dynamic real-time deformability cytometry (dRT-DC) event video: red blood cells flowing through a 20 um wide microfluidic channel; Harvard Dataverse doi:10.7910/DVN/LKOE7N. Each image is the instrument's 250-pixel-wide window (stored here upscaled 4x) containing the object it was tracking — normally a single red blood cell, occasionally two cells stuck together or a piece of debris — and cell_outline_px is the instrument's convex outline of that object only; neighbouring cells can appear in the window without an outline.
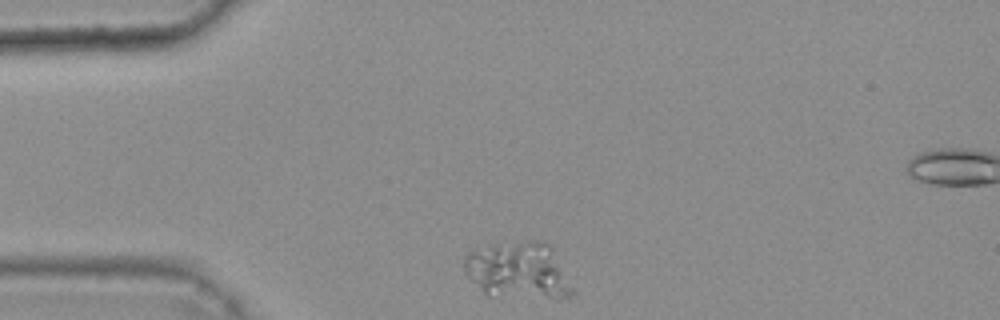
{"species": "common noctule bat (a hibernating species)", "species_latin": "Nyctalus noctula", "temperature_condition": "warm", "stored_images_in_passage": 34, "camera_frame_rate_fps": 3000, "um_per_image_px": 0.085, "animal": {"sex": "female", "body_mass_g": 25.1}, "frame": {"image": 1, "passage_image": 1, "time_ms": 0.0, "image_size_px": [1000, 320], "cell_outline_px": [[576, 292], [568, 300], [556, 300], [484, 292], [468, 280], [464, 276], [464, 256], [468, 252], [488, 244], [528, 240], [540, 240], [548, 244], [552, 248]], "centroid_in_image_um": [44.09, 22.99], "position_along_channel_um": 40.9, "area_um2": 36.36}}
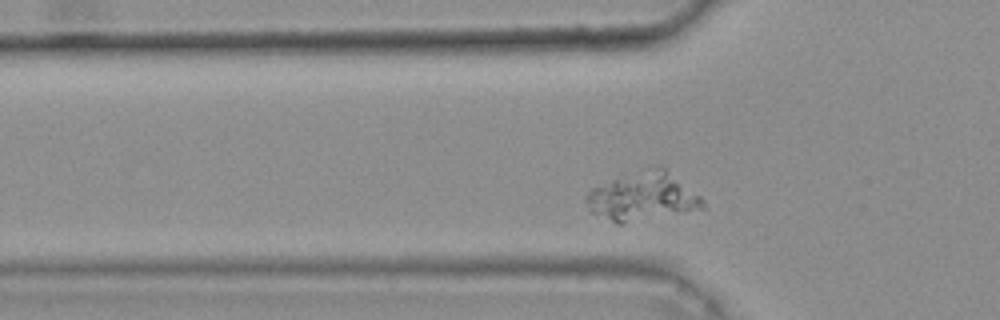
{"frame": {"image": 2, "passage_image": 6, "time_ms": 1.667, "image_size_px": [1000, 320], "cell_outline_px": [[704, 208], [684, 212], [620, 224], [616, 224], [588, 212], [584, 200], [588, 192], [592, 188], [648, 168], [660, 164], [664, 164], [700, 196], [704, 200]], "centroid_in_image_um": [54.64, 16.71], "position_along_channel_um": 71.2, "area_um2": 32.83}}